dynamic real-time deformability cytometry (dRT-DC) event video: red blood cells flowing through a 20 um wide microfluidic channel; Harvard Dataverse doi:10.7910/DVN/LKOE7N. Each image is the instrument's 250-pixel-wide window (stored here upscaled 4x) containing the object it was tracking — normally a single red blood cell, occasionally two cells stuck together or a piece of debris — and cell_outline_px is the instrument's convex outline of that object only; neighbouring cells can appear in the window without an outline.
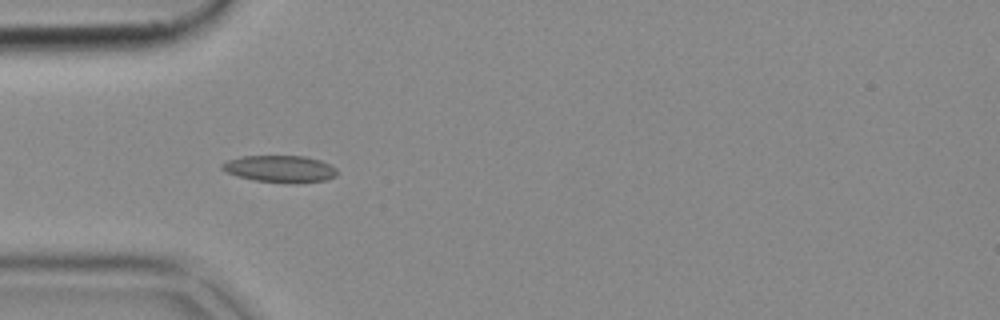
{"species": "common noctule bat (a hibernating species)", "species_latin": "Nyctalus noctula", "temperature_condition": "cold", "stored_images_in_passage": 13, "camera_frame_rate_fps": 3000, "um_per_image_px": 0.085, "animal": {"sex": "female", "body_mass_g": 18.4}, "frame": {"image": 1, "passage_image": 6, "time_ms": 1.667, "image_size_px": [1000, 320], "cell_outline_px": [[336, 176], [324, 180], [292, 184], [256, 180], [236, 176], [220, 168], [220, 164], [228, 160], [240, 156], [304, 156], [320, 160], [336, 168]], "centroid_in_image_um": [23.78, 14.35], "position_along_channel_um": 61.2, "area_um2": 18.03}}